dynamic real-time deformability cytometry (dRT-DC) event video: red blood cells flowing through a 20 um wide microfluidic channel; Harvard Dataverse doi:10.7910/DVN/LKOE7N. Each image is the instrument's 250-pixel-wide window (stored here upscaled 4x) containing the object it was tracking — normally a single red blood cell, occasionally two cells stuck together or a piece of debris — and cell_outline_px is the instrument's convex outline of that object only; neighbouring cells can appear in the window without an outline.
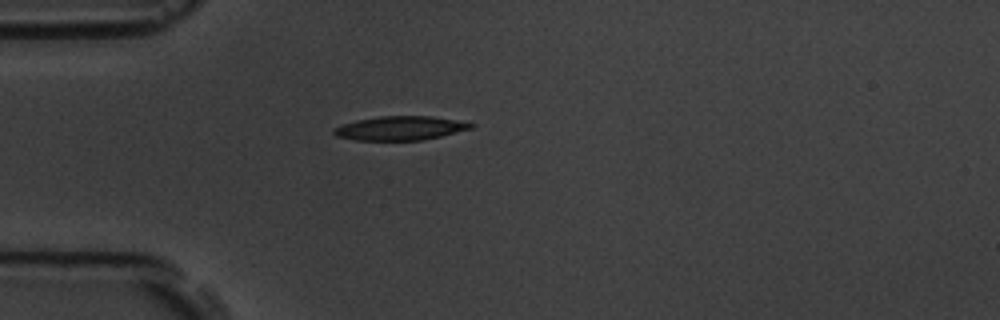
{"species": "common noctule bat (a hibernating species)", "species_latin": "Nyctalus noctula", "temperature_condition": "room temperature", "stored_images_in_passage": 1, "camera_frame_rate_fps": 3000, "um_per_image_px": 0.085, "animal": {"sex": "male", "body_mass_g": 19.5, "forearm_length_mm": 54.6}, "frame": {"image": 1, "passage_image": 1, "time_ms": 0.0, "image_size_px": [1000, 320], "cell_outline_px": [[476, 124], [472, 128], [424, 140], [356, 140], [336, 136], [332, 132], [332, 128], [356, 120], [380, 116], [432, 116], [456, 120]], "centroid_in_image_um": [34.0, 10.89], "position_along_channel_um": 51.0, "area_um2": 19.07}}